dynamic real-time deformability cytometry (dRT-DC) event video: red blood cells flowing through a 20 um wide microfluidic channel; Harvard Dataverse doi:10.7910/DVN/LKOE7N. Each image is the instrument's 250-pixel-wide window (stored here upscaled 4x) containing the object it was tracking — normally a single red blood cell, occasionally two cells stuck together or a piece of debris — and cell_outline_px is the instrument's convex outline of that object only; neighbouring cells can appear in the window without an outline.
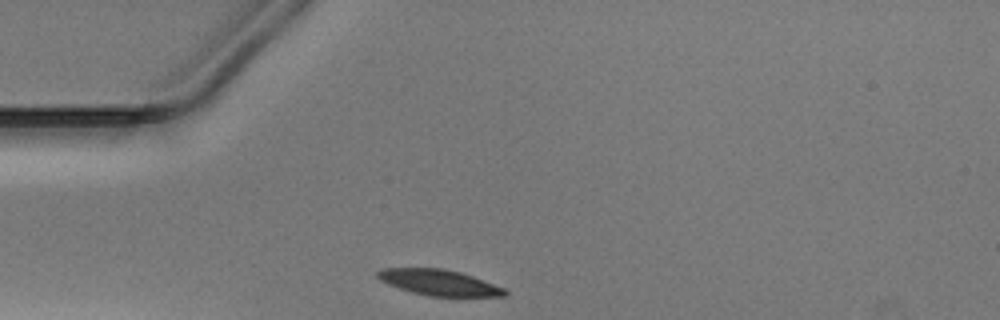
{"species": "Egyptian fruit bat (a non-hibernating species)", "species_latin": "Rousettus aegyptiacus", "temperature_condition": "warm", "stored_images_in_passage": 27, "camera_frame_rate_fps": 3000, "um_per_image_px": 0.085, "animal": {"sex": "male"}, "frame": {"image": 1, "passage_image": 1, "time_ms": 0.0, "image_size_px": [1000, 320], "cell_outline_px": [[508, 296], [428, 296], [412, 292], [388, 284], [380, 280], [376, 276], [376, 272], [380, 268], [444, 268], [460, 272], [472, 276], [504, 288], [508, 292]], "centroid_in_image_um": [37.29, 24.01], "position_along_channel_um": 47.7, "area_um2": 19.07}}
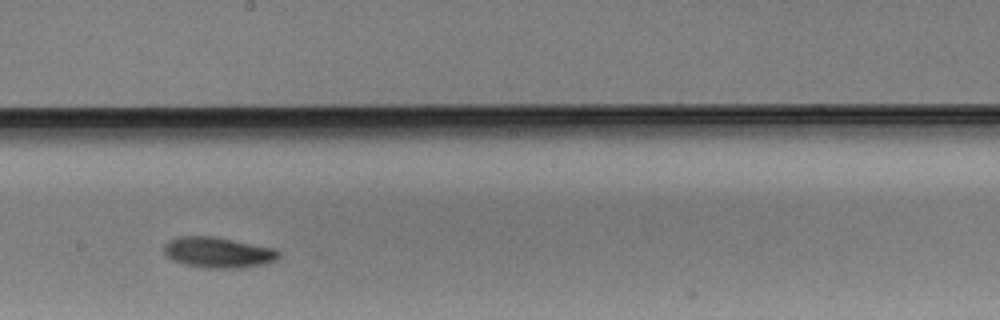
{"frame": {"image": 2, "passage_image": 16, "time_ms": 5.0, "image_size_px": [1000, 320], "cell_outline_px": [[280, 256], [276, 260], [264, 264], [240, 268], [208, 268], [184, 264], [172, 260], [164, 252], [164, 244], [168, 240], [180, 236], [212, 236], [276, 248], [280, 252]], "centroid_in_image_um": [18.55, 21.45], "position_along_channel_um": 229.6, "area_um2": 20.58}}
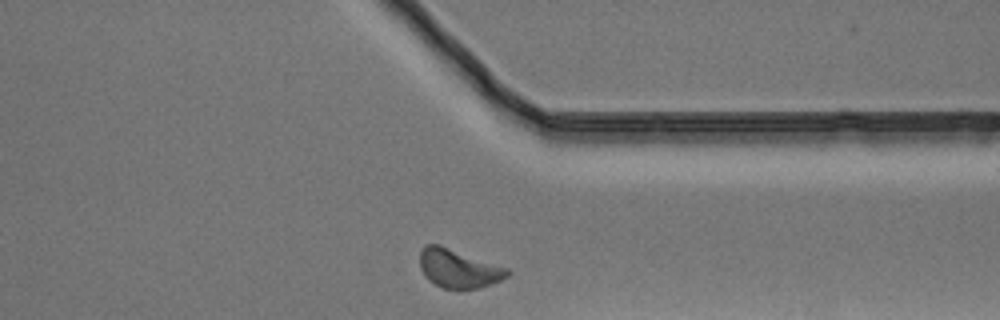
{"frame": {"image": 3, "passage_image": 27, "time_ms": 8.667, "image_size_px": [1000, 320], "cell_outline_px": [[512, 272], [508, 276], [492, 284], [480, 288], [444, 288], [428, 280], [424, 276], [420, 268], [420, 248], [424, 244], [440, 244], [508, 268]], "centroid_in_image_um": [38.96, 22.8], "position_along_channel_um": 372.4, "area_um2": 19.83}}